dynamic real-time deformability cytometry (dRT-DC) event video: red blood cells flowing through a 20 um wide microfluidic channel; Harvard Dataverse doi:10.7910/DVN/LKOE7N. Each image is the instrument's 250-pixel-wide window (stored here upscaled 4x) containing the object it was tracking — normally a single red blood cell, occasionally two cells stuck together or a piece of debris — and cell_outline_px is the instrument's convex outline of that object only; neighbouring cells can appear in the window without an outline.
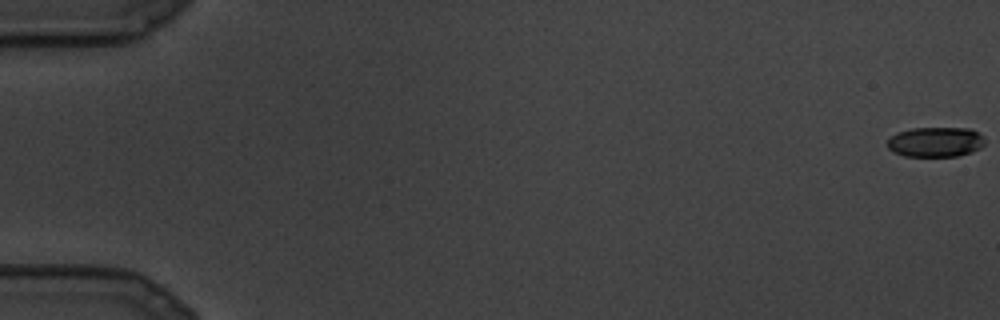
{"species": "common noctule bat (a hibernating species)", "species_latin": "Nyctalus noctula", "temperature_condition": "cold", "stored_images_in_passage": 14, "camera_frame_rate_fps": 3000, "um_per_image_px": 0.085, "animal": {"sex": "male", "body_mass_g": 19.5, "forearm_length_mm": 54.6}, "frame": {"image": 1, "passage_image": 1, "time_ms": 0.0, "image_size_px": [1000, 320], "cell_outline_px": [[984, 144], [980, 148], [972, 152], [956, 156], [904, 156], [888, 148], [888, 140], [896, 132], [912, 128], [968, 128], [984, 136]], "centroid_in_image_um": [79.53, 12.06], "position_along_channel_um": 5.5, "area_um2": 16.94}}
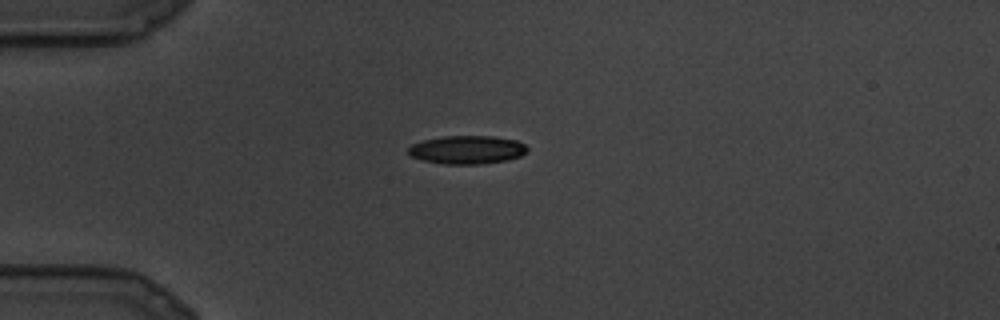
{"frame": {"image": 2, "passage_image": 8, "time_ms": 2.333, "image_size_px": [1000, 320], "cell_outline_px": [[528, 152], [520, 156], [508, 160], [480, 164], [444, 164], [424, 160], [412, 156], [408, 152], [408, 148], [412, 144], [424, 140], [444, 136], [496, 136], [516, 140], [524, 144], [528, 148]], "centroid_in_image_um": [39.74, 12.72], "position_along_channel_um": 45.3, "area_um2": 19.65}}
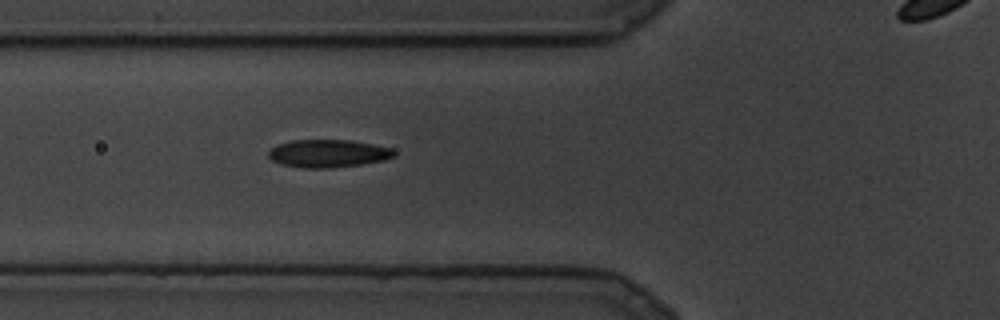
{"frame": {"image": 3, "passage_image": 11, "time_ms": 3.333, "image_size_px": [1000, 320], "cell_outline_px": [[396, 156], [384, 160], [360, 164], [332, 168], [300, 168], [280, 164], [272, 160], [268, 156], [268, 152], [276, 144], [292, 140], [348, 140], [372, 144], [392, 148], [396, 152]], "centroid_in_image_um": [27.87, 13.05], "position_along_channel_um": 97.9, "area_um2": 20.46}}